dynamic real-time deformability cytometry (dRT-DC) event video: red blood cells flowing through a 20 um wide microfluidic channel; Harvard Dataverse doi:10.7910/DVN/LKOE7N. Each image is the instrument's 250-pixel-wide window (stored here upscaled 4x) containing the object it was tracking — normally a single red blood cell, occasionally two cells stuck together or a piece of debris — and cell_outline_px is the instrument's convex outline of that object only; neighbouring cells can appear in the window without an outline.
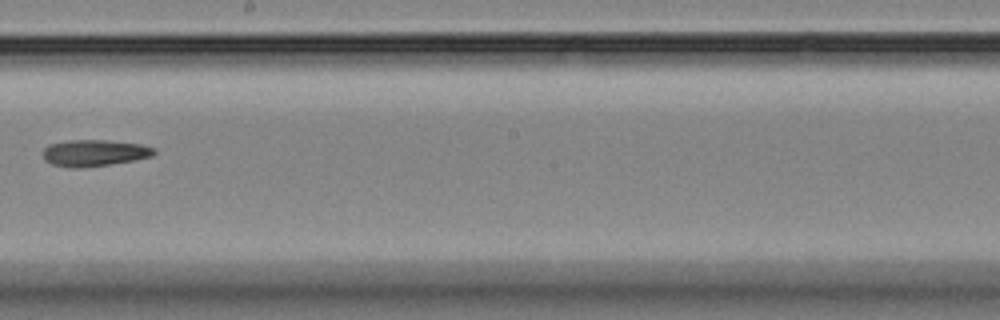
{"species": "Egyptian fruit bat (a non-hibernating species)", "species_latin": "Rousettus aegyptiacus", "temperature_condition": "room temperature", "stored_images_in_passage": 12, "camera_frame_rate_fps": 3000, "um_per_image_px": 0.085, "animal": {"sex": "female"}, "frame": {"image": 1, "passage_image": 6, "time_ms": 6.667, "image_size_px": [1000, 320], "cell_outline_px": [[156, 152], [152, 156], [112, 164], [80, 168], [72, 168], [52, 164], [44, 160], [40, 152], [48, 144], [68, 140], [108, 140], [140, 144], [156, 148]], "centroid_in_image_um": [7.97, 12.99], "position_along_channel_um": 240.2, "area_um2": 17.4}}
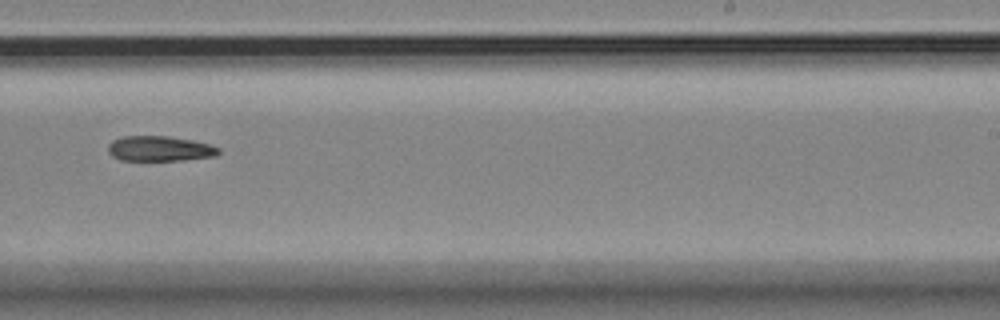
{"frame": {"image": 2, "passage_image": 7, "time_ms": 7.667, "image_size_px": [1000, 320], "cell_outline_px": [[220, 152], [216, 156], [184, 160], [120, 160], [112, 156], [108, 152], [108, 144], [112, 140], [124, 136], [168, 136], [192, 140], [208, 144], [220, 148]], "centroid_in_image_um": [13.56, 12.63], "position_along_channel_um": 275.4, "area_um2": 16.24}}
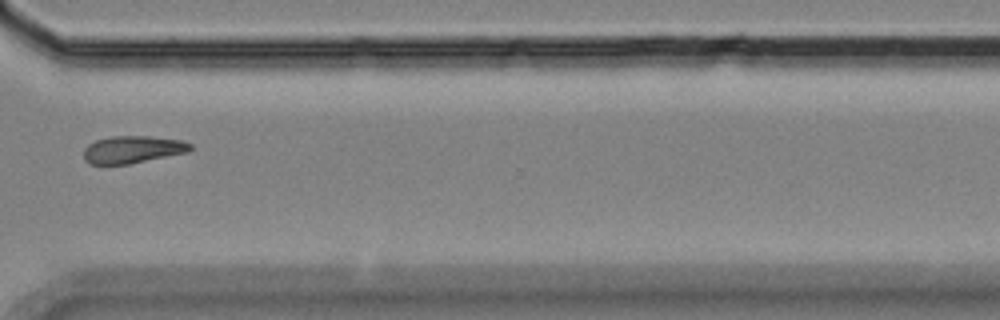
{"frame": {"image": 3, "passage_image": 9, "time_ms": 10.0, "image_size_px": [1000, 320], "cell_outline_px": [[192, 148], [188, 152], [128, 164], [88, 164], [84, 160], [84, 148], [88, 144], [96, 140], [112, 136], [148, 136], [180, 140], [192, 144]], "centroid_in_image_um": [11.25, 12.71], "position_along_channel_um": 359.4, "area_um2": 16.94}}